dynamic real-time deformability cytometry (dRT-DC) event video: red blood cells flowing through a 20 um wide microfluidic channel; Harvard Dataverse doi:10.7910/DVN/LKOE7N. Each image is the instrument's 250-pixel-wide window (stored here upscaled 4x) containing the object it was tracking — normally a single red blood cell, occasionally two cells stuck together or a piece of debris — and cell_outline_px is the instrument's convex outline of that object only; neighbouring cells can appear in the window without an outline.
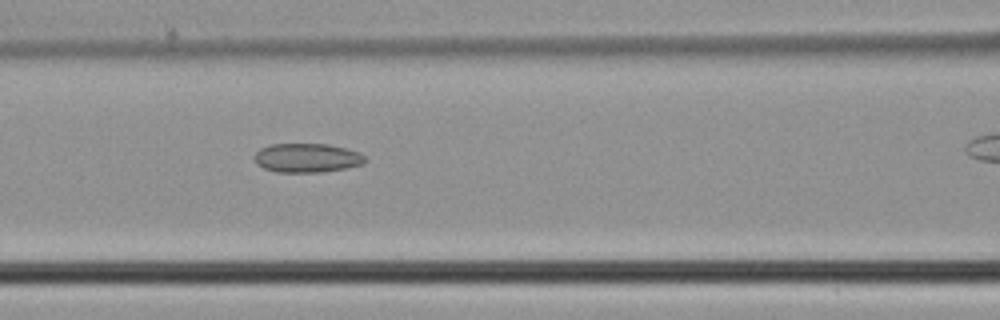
{"species": "common noctule bat (a hibernating species)", "species_latin": "Nyctalus noctula", "temperature_condition": "cold", "stored_images_in_passage": 18, "camera_frame_rate_fps": 3000, "um_per_image_px": 0.085, "animal": {"sex": "male", "body_mass_g": 21.5, "forearm_length_mm": 52.0}, "frame": {"image": 1, "passage_image": 6, "time_ms": 1.667, "image_size_px": [1000, 320], "cell_outline_px": [[368, 160], [364, 164], [344, 168], [320, 172], [276, 172], [264, 168], [256, 164], [252, 156], [260, 148], [272, 144], [328, 144], [344, 148], [356, 152], [364, 156]], "centroid_in_image_um": [26.05, 13.42], "position_along_channel_um": 140.6, "area_um2": 18.73}}